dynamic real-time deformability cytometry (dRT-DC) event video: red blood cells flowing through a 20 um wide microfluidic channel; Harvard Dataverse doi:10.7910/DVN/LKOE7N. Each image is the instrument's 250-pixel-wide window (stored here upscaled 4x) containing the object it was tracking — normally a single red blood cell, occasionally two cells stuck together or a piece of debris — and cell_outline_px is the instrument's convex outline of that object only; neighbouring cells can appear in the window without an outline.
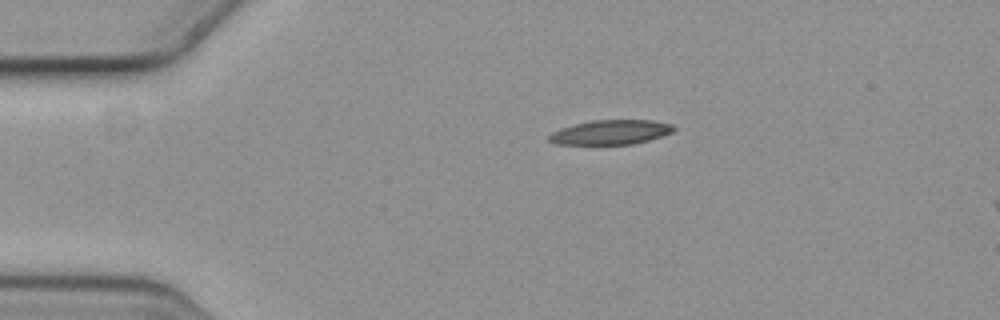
{"species": "common noctule bat (a hibernating species)", "species_latin": "Nyctalus noctula", "temperature_condition": "cold", "stored_images_in_passage": 2, "camera_frame_rate_fps": 3000, "um_per_image_px": 0.085, "animal": {"sex": "female", "body_mass_g": 19.3, "forearm_length_mm": 54.1}, "frame": {"image": 1, "passage_image": 1, "time_ms": 0.0, "image_size_px": [1000, 320], "cell_outline_px": [[676, 128], [672, 132], [664, 136], [632, 144], [552, 144], [548, 140], [548, 136], [552, 132], [560, 128], [572, 124], [592, 120], [652, 120], [672, 124]], "centroid_in_image_um": [51.89, 11.23], "position_along_channel_um": 33.1, "area_um2": 17.98}}